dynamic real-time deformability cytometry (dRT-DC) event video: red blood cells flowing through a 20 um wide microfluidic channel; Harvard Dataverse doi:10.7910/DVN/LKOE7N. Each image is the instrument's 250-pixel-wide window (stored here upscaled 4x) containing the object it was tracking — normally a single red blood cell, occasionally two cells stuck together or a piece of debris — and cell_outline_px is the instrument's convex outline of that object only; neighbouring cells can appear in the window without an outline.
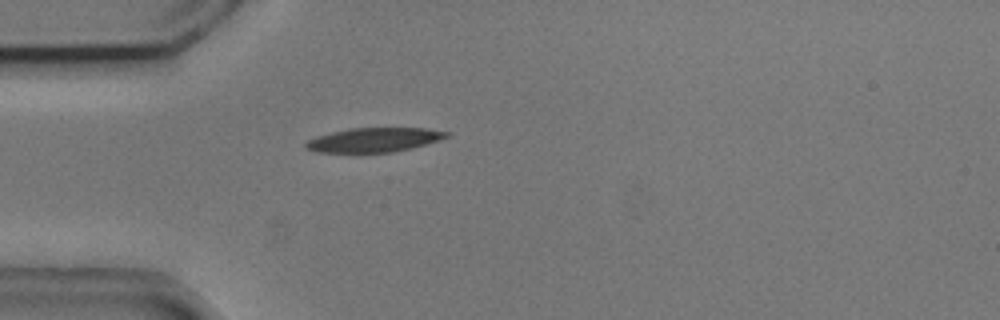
{"species": "common noctule bat (a hibernating species)", "species_latin": "Nyctalus noctula", "temperature_condition": "cold", "stored_images_in_passage": 2, "camera_frame_rate_fps": 3000, "um_per_image_px": 0.085, "animal": {"sex": "male", "body_mass_g": 20.5, "forearm_length_mm": 52.5}, "frame": {"image": 1, "passage_image": 2, "time_ms": 0.333, "image_size_px": [1000, 320], "cell_outline_px": [[452, 132], [448, 136], [412, 148], [392, 152], [316, 152], [304, 148], [304, 144], [308, 140], [316, 136], [348, 128], [424, 128]], "centroid_in_image_um": [31.75, 11.88], "position_along_channel_um": 53.3, "area_um2": 19.77}}